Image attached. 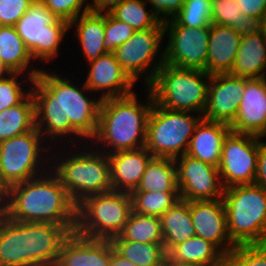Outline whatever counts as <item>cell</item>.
Wrapping results in <instances>:
<instances>
[{
  "mask_svg": "<svg viewBox=\"0 0 266 266\" xmlns=\"http://www.w3.org/2000/svg\"><path fill=\"white\" fill-rule=\"evenodd\" d=\"M230 129L234 133L250 134L258 137L266 135V94L264 77L249 79L239 109Z\"/></svg>",
  "mask_w": 266,
  "mask_h": 266,
  "instance_id": "cell-19",
  "label": "cell"
},
{
  "mask_svg": "<svg viewBox=\"0 0 266 266\" xmlns=\"http://www.w3.org/2000/svg\"><path fill=\"white\" fill-rule=\"evenodd\" d=\"M211 24L231 27L241 36L260 30L259 20L244 15L236 0H212Z\"/></svg>",
  "mask_w": 266,
  "mask_h": 266,
  "instance_id": "cell-30",
  "label": "cell"
},
{
  "mask_svg": "<svg viewBox=\"0 0 266 266\" xmlns=\"http://www.w3.org/2000/svg\"><path fill=\"white\" fill-rule=\"evenodd\" d=\"M166 266H202V265L193 264V263H166Z\"/></svg>",
  "mask_w": 266,
  "mask_h": 266,
  "instance_id": "cell-49",
  "label": "cell"
},
{
  "mask_svg": "<svg viewBox=\"0 0 266 266\" xmlns=\"http://www.w3.org/2000/svg\"><path fill=\"white\" fill-rule=\"evenodd\" d=\"M86 0H41L40 3L56 18L71 22L78 16L91 11L88 3L83 7ZM83 7V11L81 10ZM82 11V12H81Z\"/></svg>",
  "mask_w": 266,
  "mask_h": 266,
  "instance_id": "cell-39",
  "label": "cell"
},
{
  "mask_svg": "<svg viewBox=\"0 0 266 266\" xmlns=\"http://www.w3.org/2000/svg\"><path fill=\"white\" fill-rule=\"evenodd\" d=\"M225 254L213 243L193 236L167 252L166 263H193L202 266H223Z\"/></svg>",
  "mask_w": 266,
  "mask_h": 266,
  "instance_id": "cell-25",
  "label": "cell"
},
{
  "mask_svg": "<svg viewBox=\"0 0 266 266\" xmlns=\"http://www.w3.org/2000/svg\"><path fill=\"white\" fill-rule=\"evenodd\" d=\"M35 3L34 0H0V26H15Z\"/></svg>",
  "mask_w": 266,
  "mask_h": 266,
  "instance_id": "cell-41",
  "label": "cell"
},
{
  "mask_svg": "<svg viewBox=\"0 0 266 266\" xmlns=\"http://www.w3.org/2000/svg\"><path fill=\"white\" fill-rule=\"evenodd\" d=\"M131 211L130 193L111 190L90 195L77 204L75 232L111 240L122 233Z\"/></svg>",
  "mask_w": 266,
  "mask_h": 266,
  "instance_id": "cell-7",
  "label": "cell"
},
{
  "mask_svg": "<svg viewBox=\"0 0 266 266\" xmlns=\"http://www.w3.org/2000/svg\"><path fill=\"white\" fill-rule=\"evenodd\" d=\"M110 240L93 239L72 232L64 241L56 266H109Z\"/></svg>",
  "mask_w": 266,
  "mask_h": 266,
  "instance_id": "cell-20",
  "label": "cell"
},
{
  "mask_svg": "<svg viewBox=\"0 0 266 266\" xmlns=\"http://www.w3.org/2000/svg\"><path fill=\"white\" fill-rule=\"evenodd\" d=\"M266 34L261 30L244 35L229 74L248 79L265 77Z\"/></svg>",
  "mask_w": 266,
  "mask_h": 266,
  "instance_id": "cell-24",
  "label": "cell"
},
{
  "mask_svg": "<svg viewBox=\"0 0 266 266\" xmlns=\"http://www.w3.org/2000/svg\"><path fill=\"white\" fill-rule=\"evenodd\" d=\"M243 14L260 20L266 9V0H236Z\"/></svg>",
  "mask_w": 266,
  "mask_h": 266,
  "instance_id": "cell-43",
  "label": "cell"
},
{
  "mask_svg": "<svg viewBox=\"0 0 266 266\" xmlns=\"http://www.w3.org/2000/svg\"><path fill=\"white\" fill-rule=\"evenodd\" d=\"M114 250L136 266H166L167 253L163 243H139L110 240Z\"/></svg>",
  "mask_w": 266,
  "mask_h": 266,
  "instance_id": "cell-32",
  "label": "cell"
},
{
  "mask_svg": "<svg viewBox=\"0 0 266 266\" xmlns=\"http://www.w3.org/2000/svg\"><path fill=\"white\" fill-rule=\"evenodd\" d=\"M184 1L185 0H147L146 2L150 3L153 7V12L161 19V21H164L166 18L163 17L166 15L167 17L170 16L173 18L182 8Z\"/></svg>",
  "mask_w": 266,
  "mask_h": 266,
  "instance_id": "cell-42",
  "label": "cell"
},
{
  "mask_svg": "<svg viewBox=\"0 0 266 266\" xmlns=\"http://www.w3.org/2000/svg\"><path fill=\"white\" fill-rule=\"evenodd\" d=\"M248 80L229 73L211 75L203 118L231 125L238 112Z\"/></svg>",
  "mask_w": 266,
  "mask_h": 266,
  "instance_id": "cell-16",
  "label": "cell"
},
{
  "mask_svg": "<svg viewBox=\"0 0 266 266\" xmlns=\"http://www.w3.org/2000/svg\"><path fill=\"white\" fill-rule=\"evenodd\" d=\"M144 0H124L109 13L116 19L126 22L135 31L156 27L161 19L153 12L146 11Z\"/></svg>",
  "mask_w": 266,
  "mask_h": 266,
  "instance_id": "cell-34",
  "label": "cell"
},
{
  "mask_svg": "<svg viewBox=\"0 0 266 266\" xmlns=\"http://www.w3.org/2000/svg\"><path fill=\"white\" fill-rule=\"evenodd\" d=\"M179 192L174 159L154 157L132 192Z\"/></svg>",
  "mask_w": 266,
  "mask_h": 266,
  "instance_id": "cell-29",
  "label": "cell"
},
{
  "mask_svg": "<svg viewBox=\"0 0 266 266\" xmlns=\"http://www.w3.org/2000/svg\"><path fill=\"white\" fill-rule=\"evenodd\" d=\"M41 137L35 127L27 133L0 142V187L4 191L39 175L38 164L44 161L39 158L42 154L40 151L46 153L45 147L41 148V142L45 141Z\"/></svg>",
  "mask_w": 266,
  "mask_h": 266,
  "instance_id": "cell-10",
  "label": "cell"
},
{
  "mask_svg": "<svg viewBox=\"0 0 266 266\" xmlns=\"http://www.w3.org/2000/svg\"><path fill=\"white\" fill-rule=\"evenodd\" d=\"M264 90H265V94H266V76L264 77Z\"/></svg>",
  "mask_w": 266,
  "mask_h": 266,
  "instance_id": "cell-51",
  "label": "cell"
},
{
  "mask_svg": "<svg viewBox=\"0 0 266 266\" xmlns=\"http://www.w3.org/2000/svg\"><path fill=\"white\" fill-rule=\"evenodd\" d=\"M260 30L266 34V9L259 20Z\"/></svg>",
  "mask_w": 266,
  "mask_h": 266,
  "instance_id": "cell-48",
  "label": "cell"
},
{
  "mask_svg": "<svg viewBox=\"0 0 266 266\" xmlns=\"http://www.w3.org/2000/svg\"><path fill=\"white\" fill-rule=\"evenodd\" d=\"M147 92L146 105L138 103L134 92L101 101L97 131L93 139L96 143H104L102 145L106 148L112 147L113 151L110 149L107 154L145 147L147 120L154 102L149 88Z\"/></svg>",
  "mask_w": 266,
  "mask_h": 266,
  "instance_id": "cell-4",
  "label": "cell"
},
{
  "mask_svg": "<svg viewBox=\"0 0 266 266\" xmlns=\"http://www.w3.org/2000/svg\"><path fill=\"white\" fill-rule=\"evenodd\" d=\"M0 59L12 73H24L33 59L15 26H0Z\"/></svg>",
  "mask_w": 266,
  "mask_h": 266,
  "instance_id": "cell-31",
  "label": "cell"
},
{
  "mask_svg": "<svg viewBox=\"0 0 266 266\" xmlns=\"http://www.w3.org/2000/svg\"><path fill=\"white\" fill-rule=\"evenodd\" d=\"M4 194H5V191L0 187V207L4 199Z\"/></svg>",
  "mask_w": 266,
  "mask_h": 266,
  "instance_id": "cell-50",
  "label": "cell"
},
{
  "mask_svg": "<svg viewBox=\"0 0 266 266\" xmlns=\"http://www.w3.org/2000/svg\"><path fill=\"white\" fill-rule=\"evenodd\" d=\"M45 171L42 173L45 177L40 173L39 177L10 186L5 191L0 210L19 222L76 225L77 205L58 175Z\"/></svg>",
  "mask_w": 266,
  "mask_h": 266,
  "instance_id": "cell-2",
  "label": "cell"
},
{
  "mask_svg": "<svg viewBox=\"0 0 266 266\" xmlns=\"http://www.w3.org/2000/svg\"><path fill=\"white\" fill-rule=\"evenodd\" d=\"M160 221L166 253L179 243L196 236L189 201L179 200L160 217Z\"/></svg>",
  "mask_w": 266,
  "mask_h": 266,
  "instance_id": "cell-27",
  "label": "cell"
},
{
  "mask_svg": "<svg viewBox=\"0 0 266 266\" xmlns=\"http://www.w3.org/2000/svg\"><path fill=\"white\" fill-rule=\"evenodd\" d=\"M227 228L235 245L266 243V189L257 184L224 189Z\"/></svg>",
  "mask_w": 266,
  "mask_h": 266,
  "instance_id": "cell-5",
  "label": "cell"
},
{
  "mask_svg": "<svg viewBox=\"0 0 266 266\" xmlns=\"http://www.w3.org/2000/svg\"><path fill=\"white\" fill-rule=\"evenodd\" d=\"M254 184L266 189V143L259 139L257 172Z\"/></svg>",
  "mask_w": 266,
  "mask_h": 266,
  "instance_id": "cell-44",
  "label": "cell"
},
{
  "mask_svg": "<svg viewBox=\"0 0 266 266\" xmlns=\"http://www.w3.org/2000/svg\"><path fill=\"white\" fill-rule=\"evenodd\" d=\"M109 266H136L134 263L129 261L128 259L120 256L113 248L112 245V258Z\"/></svg>",
  "mask_w": 266,
  "mask_h": 266,
  "instance_id": "cell-46",
  "label": "cell"
},
{
  "mask_svg": "<svg viewBox=\"0 0 266 266\" xmlns=\"http://www.w3.org/2000/svg\"><path fill=\"white\" fill-rule=\"evenodd\" d=\"M103 152L75 153L55 163L52 170L76 205L90 195L112 190L108 151Z\"/></svg>",
  "mask_w": 266,
  "mask_h": 266,
  "instance_id": "cell-9",
  "label": "cell"
},
{
  "mask_svg": "<svg viewBox=\"0 0 266 266\" xmlns=\"http://www.w3.org/2000/svg\"><path fill=\"white\" fill-rule=\"evenodd\" d=\"M112 190L131 193L135 190L154 156L145 148L108 154Z\"/></svg>",
  "mask_w": 266,
  "mask_h": 266,
  "instance_id": "cell-21",
  "label": "cell"
},
{
  "mask_svg": "<svg viewBox=\"0 0 266 266\" xmlns=\"http://www.w3.org/2000/svg\"><path fill=\"white\" fill-rule=\"evenodd\" d=\"M35 103L30 94L18 105L0 112V142L35 128Z\"/></svg>",
  "mask_w": 266,
  "mask_h": 266,
  "instance_id": "cell-28",
  "label": "cell"
},
{
  "mask_svg": "<svg viewBox=\"0 0 266 266\" xmlns=\"http://www.w3.org/2000/svg\"><path fill=\"white\" fill-rule=\"evenodd\" d=\"M211 6L212 0H185L173 19L179 25L195 29L211 26Z\"/></svg>",
  "mask_w": 266,
  "mask_h": 266,
  "instance_id": "cell-36",
  "label": "cell"
},
{
  "mask_svg": "<svg viewBox=\"0 0 266 266\" xmlns=\"http://www.w3.org/2000/svg\"><path fill=\"white\" fill-rule=\"evenodd\" d=\"M135 30L126 22L114 18L109 12L105 13L104 49L107 53H114L115 49L125 43Z\"/></svg>",
  "mask_w": 266,
  "mask_h": 266,
  "instance_id": "cell-38",
  "label": "cell"
},
{
  "mask_svg": "<svg viewBox=\"0 0 266 266\" xmlns=\"http://www.w3.org/2000/svg\"><path fill=\"white\" fill-rule=\"evenodd\" d=\"M210 78L203 70L179 68L164 62L148 88L157 105L203 116Z\"/></svg>",
  "mask_w": 266,
  "mask_h": 266,
  "instance_id": "cell-6",
  "label": "cell"
},
{
  "mask_svg": "<svg viewBox=\"0 0 266 266\" xmlns=\"http://www.w3.org/2000/svg\"><path fill=\"white\" fill-rule=\"evenodd\" d=\"M28 74L33 85L30 91L35 103V126L43 138L47 135L55 141L69 134L84 139L95 136L101 99L88 98L84 92L90 90L85 83L80 89L70 80L42 69H32Z\"/></svg>",
  "mask_w": 266,
  "mask_h": 266,
  "instance_id": "cell-1",
  "label": "cell"
},
{
  "mask_svg": "<svg viewBox=\"0 0 266 266\" xmlns=\"http://www.w3.org/2000/svg\"><path fill=\"white\" fill-rule=\"evenodd\" d=\"M174 164L181 200L191 202L222 199L225 188L217 167L186 154L174 159Z\"/></svg>",
  "mask_w": 266,
  "mask_h": 266,
  "instance_id": "cell-15",
  "label": "cell"
},
{
  "mask_svg": "<svg viewBox=\"0 0 266 266\" xmlns=\"http://www.w3.org/2000/svg\"><path fill=\"white\" fill-rule=\"evenodd\" d=\"M15 28L34 60L50 61L70 29L69 22L56 18L40 2L33 4Z\"/></svg>",
  "mask_w": 266,
  "mask_h": 266,
  "instance_id": "cell-11",
  "label": "cell"
},
{
  "mask_svg": "<svg viewBox=\"0 0 266 266\" xmlns=\"http://www.w3.org/2000/svg\"><path fill=\"white\" fill-rule=\"evenodd\" d=\"M5 74L10 75L12 72L5 66V64L0 59V79H4L6 77Z\"/></svg>",
  "mask_w": 266,
  "mask_h": 266,
  "instance_id": "cell-47",
  "label": "cell"
},
{
  "mask_svg": "<svg viewBox=\"0 0 266 266\" xmlns=\"http://www.w3.org/2000/svg\"><path fill=\"white\" fill-rule=\"evenodd\" d=\"M223 266H266V243L236 245L224 256Z\"/></svg>",
  "mask_w": 266,
  "mask_h": 266,
  "instance_id": "cell-37",
  "label": "cell"
},
{
  "mask_svg": "<svg viewBox=\"0 0 266 266\" xmlns=\"http://www.w3.org/2000/svg\"><path fill=\"white\" fill-rule=\"evenodd\" d=\"M190 214L196 236L210 241L225 255L236 247L228 233L223 199L191 201Z\"/></svg>",
  "mask_w": 266,
  "mask_h": 266,
  "instance_id": "cell-17",
  "label": "cell"
},
{
  "mask_svg": "<svg viewBox=\"0 0 266 266\" xmlns=\"http://www.w3.org/2000/svg\"><path fill=\"white\" fill-rule=\"evenodd\" d=\"M164 35V23L161 21L154 28L135 31L125 43L115 49L114 55L117 61L134 82L146 70L148 72L144 75L146 78L145 84L149 86L153 82L158 69L164 63V50L161 53V58L159 57V61L156 60L157 63L152 61L158 55ZM153 63L155 65L149 68ZM148 68L152 70L149 72Z\"/></svg>",
  "mask_w": 266,
  "mask_h": 266,
  "instance_id": "cell-13",
  "label": "cell"
},
{
  "mask_svg": "<svg viewBox=\"0 0 266 266\" xmlns=\"http://www.w3.org/2000/svg\"><path fill=\"white\" fill-rule=\"evenodd\" d=\"M21 73H12L4 79H0V112L7 108L13 107L21 103L29 94L23 92L21 84L17 81V77Z\"/></svg>",
  "mask_w": 266,
  "mask_h": 266,
  "instance_id": "cell-40",
  "label": "cell"
},
{
  "mask_svg": "<svg viewBox=\"0 0 266 266\" xmlns=\"http://www.w3.org/2000/svg\"><path fill=\"white\" fill-rule=\"evenodd\" d=\"M76 225L19 222L0 210V266H56Z\"/></svg>",
  "mask_w": 266,
  "mask_h": 266,
  "instance_id": "cell-3",
  "label": "cell"
},
{
  "mask_svg": "<svg viewBox=\"0 0 266 266\" xmlns=\"http://www.w3.org/2000/svg\"><path fill=\"white\" fill-rule=\"evenodd\" d=\"M89 66L85 85L91 91L105 90L106 92L101 94V101L133 93L135 83L117 61L114 53L101 55L90 62Z\"/></svg>",
  "mask_w": 266,
  "mask_h": 266,
  "instance_id": "cell-18",
  "label": "cell"
},
{
  "mask_svg": "<svg viewBox=\"0 0 266 266\" xmlns=\"http://www.w3.org/2000/svg\"><path fill=\"white\" fill-rule=\"evenodd\" d=\"M111 240L163 243L160 217L141 215L131 211L122 233Z\"/></svg>",
  "mask_w": 266,
  "mask_h": 266,
  "instance_id": "cell-33",
  "label": "cell"
},
{
  "mask_svg": "<svg viewBox=\"0 0 266 266\" xmlns=\"http://www.w3.org/2000/svg\"><path fill=\"white\" fill-rule=\"evenodd\" d=\"M242 36L233 28L211 24L206 73H229L239 50Z\"/></svg>",
  "mask_w": 266,
  "mask_h": 266,
  "instance_id": "cell-23",
  "label": "cell"
},
{
  "mask_svg": "<svg viewBox=\"0 0 266 266\" xmlns=\"http://www.w3.org/2000/svg\"><path fill=\"white\" fill-rule=\"evenodd\" d=\"M259 138L261 137L232 131L226 136L218 166L224 188L254 184Z\"/></svg>",
  "mask_w": 266,
  "mask_h": 266,
  "instance_id": "cell-12",
  "label": "cell"
},
{
  "mask_svg": "<svg viewBox=\"0 0 266 266\" xmlns=\"http://www.w3.org/2000/svg\"><path fill=\"white\" fill-rule=\"evenodd\" d=\"M94 4H91V11L97 13L110 12L115 6L121 4L124 0H92Z\"/></svg>",
  "mask_w": 266,
  "mask_h": 266,
  "instance_id": "cell-45",
  "label": "cell"
},
{
  "mask_svg": "<svg viewBox=\"0 0 266 266\" xmlns=\"http://www.w3.org/2000/svg\"><path fill=\"white\" fill-rule=\"evenodd\" d=\"M168 18L163 21L165 33L169 30L164 62L179 68L206 72L211 26L195 29L179 25L173 18Z\"/></svg>",
  "mask_w": 266,
  "mask_h": 266,
  "instance_id": "cell-14",
  "label": "cell"
},
{
  "mask_svg": "<svg viewBox=\"0 0 266 266\" xmlns=\"http://www.w3.org/2000/svg\"><path fill=\"white\" fill-rule=\"evenodd\" d=\"M70 28L77 24V35L80 47L83 50L85 59L88 62L97 60L107 52L103 43L105 39V13L89 11L81 14L71 21Z\"/></svg>",
  "mask_w": 266,
  "mask_h": 266,
  "instance_id": "cell-26",
  "label": "cell"
},
{
  "mask_svg": "<svg viewBox=\"0 0 266 266\" xmlns=\"http://www.w3.org/2000/svg\"><path fill=\"white\" fill-rule=\"evenodd\" d=\"M230 132V125L202 118L195 127L186 155L218 168L223 142Z\"/></svg>",
  "mask_w": 266,
  "mask_h": 266,
  "instance_id": "cell-22",
  "label": "cell"
},
{
  "mask_svg": "<svg viewBox=\"0 0 266 266\" xmlns=\"http://www.w3.org/2000/svg\"><path fill=\"white\" fill-rule=\"evenodd\" d=\"M188 113L166 109L153 102L147 120L145 148L154 157L176 159L186 154L195 127L203 118Z\"/></svg>",
  "mask_w": 266,
  "mask_h": 266,
  "instance_id": "cell-8",
  "label": "cell"
},
{
  "mask_svg": "<svg viewBox=\"0 0 266 266\" xmlns=\"http://www.w3.org/2000/svg\"><path fill=\"white\" fill-rule=\"evenodd\" d=\"M130 195L133 212L157 217L181 200L179 192H131Z\"/></svg>",
  "mask_w": 266,
  "mask_h": 266,
  "instance_id": "cell-35",
  "label": "cell"
}]
</instances>
